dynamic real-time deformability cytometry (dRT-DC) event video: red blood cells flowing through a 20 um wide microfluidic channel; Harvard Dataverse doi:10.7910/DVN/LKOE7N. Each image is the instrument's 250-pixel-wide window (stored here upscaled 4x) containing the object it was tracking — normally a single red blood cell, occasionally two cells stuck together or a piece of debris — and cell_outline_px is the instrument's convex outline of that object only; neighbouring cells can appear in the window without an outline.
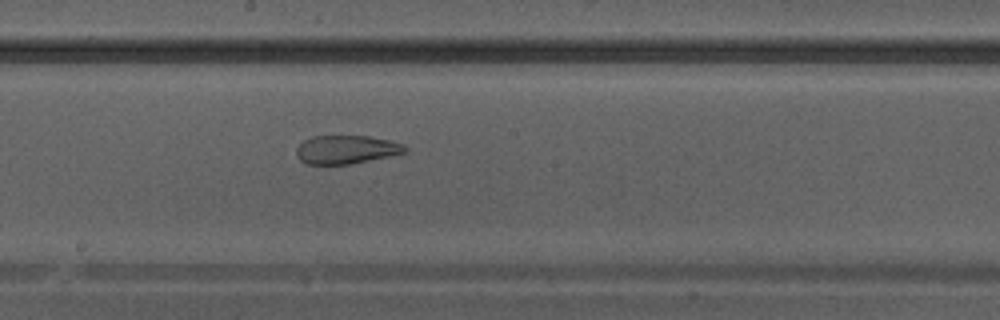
{"species": "Egyptian fruit bat (a non-hibernating species)", "species_latin": "Rousettus aegyptiacus", "temperature_condition": "warm", "stored_images_in_passage": 42, "camera_frame_rate_fps": 3000, "um_per_image_px": 0.085, "animal": {"sex": "male"}, "frame": {"image": 1, "passage_image": 24, "time_ms": 7.667, "image_size_px": [1000, 320], "cell_outline_px": [[408, 148], [404, 152], [388, 156], [348, 164], [308, 164], [300, 160], [296, 156], [296, 148], [304, 140], [312, 136], [368, 136], [388, 140], [404, 144]], "centroid_in_image_um": [29.39, 12.7], "position_along_channel_um": 218.8, "area_um2": 17.8}}